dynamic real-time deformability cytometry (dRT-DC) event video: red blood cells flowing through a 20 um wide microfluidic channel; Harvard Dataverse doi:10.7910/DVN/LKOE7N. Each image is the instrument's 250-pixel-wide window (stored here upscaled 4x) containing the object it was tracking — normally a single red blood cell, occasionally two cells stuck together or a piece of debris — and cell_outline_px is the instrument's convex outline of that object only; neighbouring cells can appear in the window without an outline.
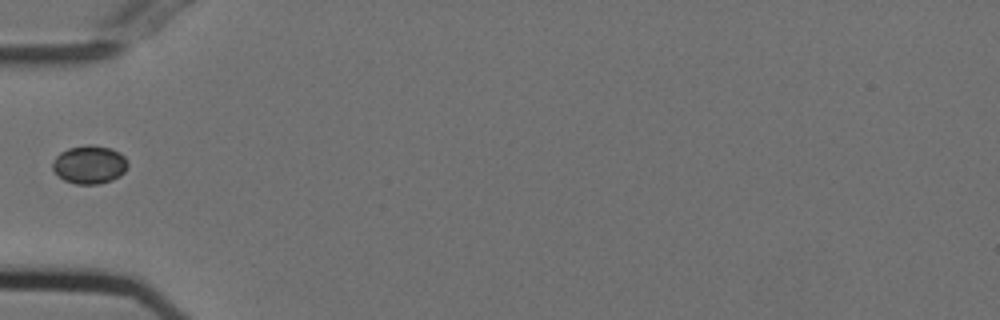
{"species": "Egyptian fruit bat (a non-hibernating species)", "species_latin": "Rousettus aegyptiacus", "temperature_condition": "cold", "stored_images_in_passage": 16, "camera_frame_rate_fps": 3000, "um_per_image_px": 0.085, "animal": {"sex": "female"}, "frame": {"image": 1, "passage_image": 1, "time_ms": 0.0, "image_size_px": [1000, 320], "cell_outline_px": [[128, 168], [120, 176], [112, 180], [100, 184], [76, 184], [64, 180], [52, 168], [52, 160], [60, 152], [68, 148], [88, 144], [92, 144], [112, 148], [120, 152], [128, 160]], "centroid_in_image_um": [7.63, 13.98], "position_along_channel_um": 77.4, "area_um2": 17.05}}
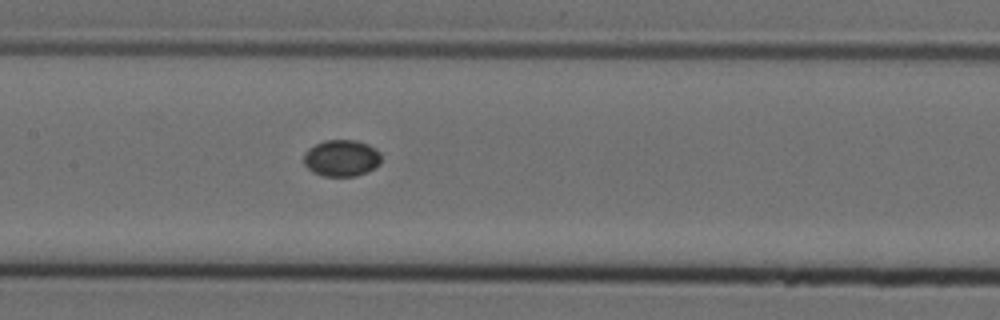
{"frame": {"image": 2, "passage_image": 9, "time_ms": 2.667, "image_size_px": [1000, 320], "cell_outline_px": [[380, 164], [368, 172], [356, 176], [324, 176], [312, 172], [304, 164], [304, 152], [308, 148], [324, 140], [356, 140], [368, 144], [376, 148], [380, 152]], "centroid_in_image_um": [29.03, 13.44], "position_along_channel_um": 178.4, "area_um2": 16.7}}
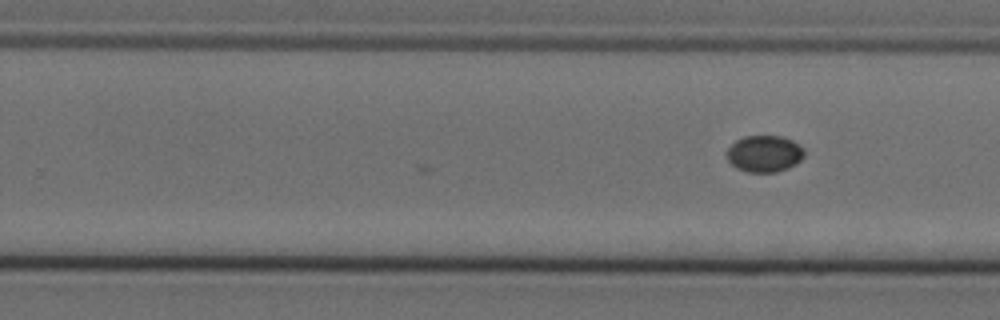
{"frame": {"image": 3, "passage_image": 16, "time_ms": 5.0, "image_size_px": [1000, 320], "cell_outline_px": [[804, 156], [796, 164], [788, 168], [776, 172], [748, 172], [736, 168], [728, 160], [728, 148], [736, 140], [744, 136], [780, 136], [792, 140], [804, 148]], "centroid_in_image_um": [64.99, 13.07], "position_along_channel_um": 264.8, "area_um2": 16.47}}